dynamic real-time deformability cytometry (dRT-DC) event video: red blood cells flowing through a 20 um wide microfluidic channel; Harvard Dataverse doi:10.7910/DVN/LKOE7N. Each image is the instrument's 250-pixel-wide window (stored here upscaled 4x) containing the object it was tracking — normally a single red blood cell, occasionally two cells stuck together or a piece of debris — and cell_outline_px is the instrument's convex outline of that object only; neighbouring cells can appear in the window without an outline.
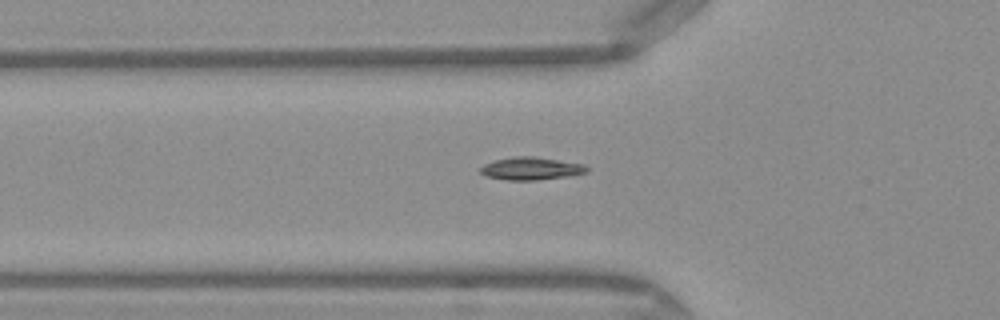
{"species": "Egyptian fruit bat (a non-hibernating species)", "species_latin": "Rousettus aegyptiacus", "temperature_condition": "warm", "stored_images_in_passage": 37, "segment_of_instrument_passage": [1, 2], "camera_frame_rate_fps": 3000, "um_per_image_px": 0.085, "frame": {"image": 1, "passage_image": 4, "time_ms": 1.0, "image_size_px": [1000, 320], "cell_outline_px": [[588, 172], [568, 176], [536, 180], [508, 180], [488, 176], [480, 172], [480, 168], [484, 164], [496, 160], [512, 156], [536, 156], [584, 164], [588, 168]], "centroid_in_image_um": [45.16, 14.31], "position_along_channel_um": 80.6, "area_um2": 14.05}}
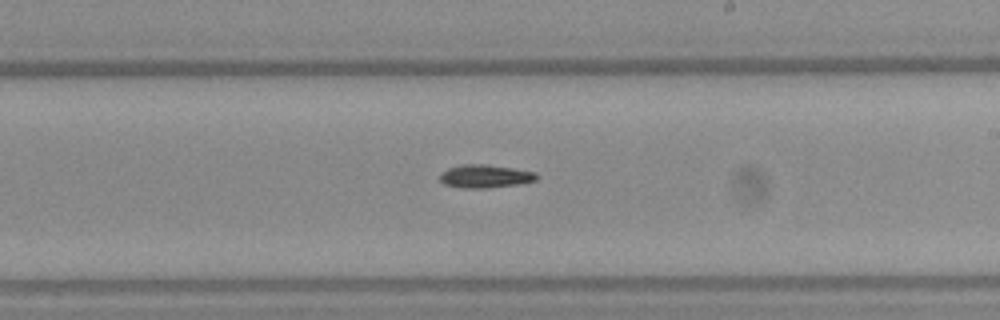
{"frame": {"image": 2, "passage_image": 16, "time_ms": 5.0, "image_size_px": [1000, 320], "cell_outline_px": [[540, 176], [536, 180], [520, 184], [488, 188], [460, 188], [444, 184], [440, 180], [440, 172], [448, 168], [464, 164], [488, 164], [536, 172]], "centroid_in_image_um": [41.25, 14.98], "position_along_channel_um": 247.8, "area_um2": 13.24}}
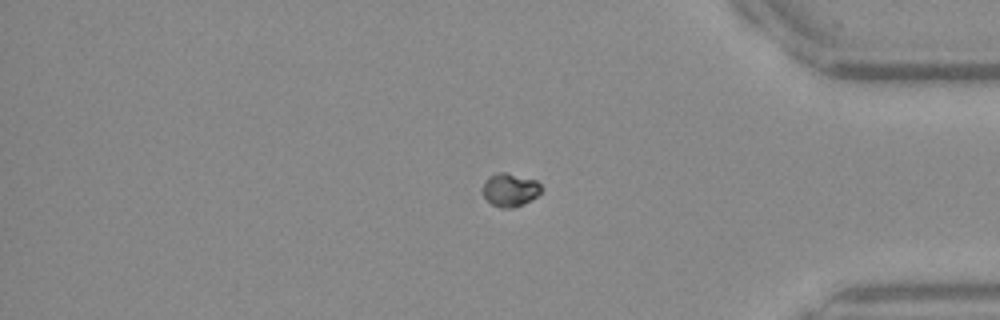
{"frame": {"image": 3, "passage_image": 28, "time_ms": 9.0, "image_size_px": [1000, 320], "cell_outline_px": [[544, 188], [536, 196], [524, 204], [512, 208], [500, 208], [492, 204], [484, 196], [484, 184], [492, 176], [500, 172], [508, 172], [536, 180]], "centroid_in_image_um": [43.41, 16.14], "position_along_channel_um": 391.8, "area_um2": 11.16}}